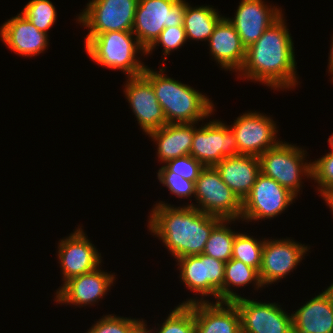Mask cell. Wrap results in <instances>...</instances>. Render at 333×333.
Returning <instances> with one entry per match:
<instances>
[{
  "label": "cell",
  "mask_w": 333,
  "mask_h": 333,
  "mask_svg": "<svg viewBox=\"0 0 333 333\" xmlns=\"http://www.w3.org/2000/svg\"><path fill=\"white\" fill-rule=\"evenodd\" d=\"M284 18L283 14L246 48L238 78L259 82L279 91L298 86L294 41Z\"/></svg>",
  "instance_id": "obj_1"
},
{
  "label": "cell",
  "mask_w": 333,
  "mask_h": 333,
  "mask_svg": "<svg viewBox=\"0 0 333 333\" xmlns=\"http://www.w3.org/2000/svg\"><path fill=\"white\" fill-rule=\"evenodd\" d=\"M148 216V230L175 259L203 253L212 230L223 220L190 205L156 202Z\"/></svg>",
  "instance_id": "obj_2"
},
{
  "label": "cell",
  "mask_w": 333,
  "mask_h": 333,
  "mask_svg": "<svg viewBox=\"0 0 333 333\" xmlns=\"http://www.w3.org/2000/svg\"><path fill=\"white\" fill-rule=\"evenodd\" d=\"M155 71L146 67L143 75L151 82L167 123H198L210 118L215 106L209 97L190 85L168 77L166 67Z\"/></svg>",
  "instance_id": "obj_3"
},
{
  "label": "cell",
  "mask_w": 333,
  "mask_h": 333,
  "mask_svg": "<svg viewBox=\"0 0 333 333\" xmlns=\"http://www.w3.org/2000/svg\"><path fill=\"white\" fill-rule=\"evenodd\" d=\"M84 43L86 53L92 61L108 69H119L127 77L142 75L147 67L138 57L139 54L145 56L146 50L132 31H111L86 36Z\"/></svg>",
  "instance_id": "obj_4"
},
{
  "label": "cell",
  "mask_w": 333,
  "mask_h": 333,
  "mask_svg": "<svg viewBox=\"0 0 333 333\" xmlns=\"http://www.w3.org/2000/svg\"><path fill=\"white\" fill-rule=\"evenodd\" d=\"M307 154L302 147L280 141L259 156L260 172L297 197L303 186L302 176L312 178V162L306 160Z\"/></svg>",
  "instance_id": "obj_5"
},
{
  "label": "cell",
  "mask_w": 333,
  "mask_h": 333,
  "mask_svg": "<svg viewBox=\"0 0 333 333\" xmlns=\"http://www.w3.org/2000/svg\"><path fill=\"white\" fill-rule=\"evenodd\" d=\"M180 272V280L185 287L195 295L179 305H189L196 302H209L205 297H215L216 302H222V287L224 282L225 263L205 254L184 256L175 260ZM204 296V297H203Z\"/></svg>",
  "instance_id": "obj_6"
},
{
  "label": "cell",
  "mask_w": 333,
  "mask_h": 333,
  "mask_svg": "<svg viewBox=\"0 0 333 333\" xmlns=\"http://www.w3.org/2000/svg\"><path fill=\"white\" fill-rule=\"evenodd\" d=\"M185 0H139L132 32L147 50L168 27L183 26Z\"/></svg>",
  "instance_id": "obj_7"
},
{
  "label": "cell",
  "mask_w": 333,
  "mask_h": 333,
  "mask_svg": "<svg viewBox=\"0 0 333 333\" xmlns=\"http://www.w3.org/2000/svg\"><path fill=\"white\" fill-rule=\"evenodd\" d=\"M190 206L206 214L228 220H239L242 201L222 181L215 166H204L195 181V194Z\"/></svg>",
  "instance_id": "obj_8"
},
{
  "label": "cell",
  "mask_w": 333,
  "mask_h": 333,
  "mask_svg": "<svg viewBox=\"0 0 333 333\" xmlns=\"http://www.w3.org/2000/svg\"><path fill=\"white\" fill-rule=\"evenodd\" d=\"M139 0H90L80 12L78 23L88 28L86 36L111 31H132Z\"/></svg>",
  "instance_id": "obj_9"
},
{
  "label": "cell",
  "mask_w": 333,
  "mask_h": 333,
  "mask_svg": "<svg viewBox=\"0 0 333 333\" xmlns=\"http://www.w3.org/2000/svg\"><path fill=\"white\" fill-rule=\"evenodd\" d=\"M297 197L272 178L260 173L249 194L242 201L241 220L245 222L275 218Z\"/></svg>",
  "instance_id": "obj_10"
},
{
  "label": "cell",
  "mask_w": 333,
  "mask_h": 333,
  "mask_svg": "<svg viewBox=\"0 0 333 333\" xmlns=\"http://www.w3.org/2000/svg\"><path fill=\"white\" fill-rule=\"evenodd\" d=\"M196 124L190 155L203 166H215L224 158L239 155L236 137L229 125L219 119L202 121L199 128Z\"/></svg>",
  "instance_id": "obj_11"
},
{
  "label": "cell",
  "mask_w": 333,
  "mask_h": 333,
  "mask_svg": "<svg viewBox=\"0 0 333 333\" xmlns=\"http://www.w3.org/2000/svg\"><path fill=\"white\" fill-rule=\"evenodd\" d=\"M260 112L248 111L241 114L229 127L235 134L239 155L259 157L280 142L277 140V123Z\"/></svg>",
  "instance_id": "obj_12"
},
{
  "label": "cell",
  "mask_w": 333,
  "mask_h": 333,
  "mask_svg": "<svg viewBox=\"0 0 333 333\" xmlns=\"http://www.w3.org/2000/svg\"><path fill=\"white\" fill-rule=\"evenodd\" d=\"M310 246L290 238L265 239L262 262L259 270L260 281L265 285L274 284L293 272L305 259ZM299 263V264H298Z\"/></svg>",
  "instance_id": "obj_13"
},
{
  "label": "cell",
  "mask_w": 333,
  "mask_h": 333,
  "mask_svg": "<svg viewBox=\"0 0 333 333\" xmlns=\"http://www.w3.org/2000/svg\"><path fill=\"white\" fill-rule=\"evenodd\" d=\"M241 321L242 333H293L292 314L278 303L259 302L248 297L233 301Z\"/></svg>",
  "instance_id": "obj_14"
},
{
  "label": "cell",
  "mask_w": 333,
  "mask_h": 333,
  "mask_svg": "<svg viewBox=\"0 0 333 333\" xmlns=\"http://www.w3.org/2000/svg\"><path fill=\"white\" fill-rule=\"evenodd\" d=\"M77 228L58 242L57 257L63 284L71 278L94 271L103 261L101 253L88 239L81 226Z\"/></svg>",
  "instance_id": "obj_15"
},
{
  "label": "cell",
  "mask_w": 333,
  "mask_h": 333,
  "mask_svg": "<svg viewBox=\"0 0 333 333\" xmlns=\"http://www.w3.org/2000/svg\"><path fill=\"white\" fill-rule=\"evenodd\" d=\"M99 266L92 272L71 278L61 284L55 294V302L61 305L79 307L90 306L98 303L107 295L115 281V274L105 272Z\"/></svg>",
  "instance_id": "obj_16"
},
{
  "label": "cell",
  "mask_w": 333,
  "mask_h": 333,
  "mask_svg": "<svg viewBox=\"0 0 333 333\" xmlns=\"http://www.w3.org/2000/svg\"><path fill=\"white\" fill-rule=\"evenodd\" d=\"M126 78L123 92L145 135L166 125V117L151 82L143 74Z\"/></svg>",
  "instance_id": "obj_17"
},
{
  "label": "cell",
  "mask_w": 333,
  "mask_h": 333,
  "mask_svg": "<svg viewBox=\"0 0 333 333\" xmlns=\"http://www.w3.org/2000/svg\"><path fill=\"white\" fill-rule=\"evenodd\" d=\"M234 17H226L235 27L242 44L247 48L255 43L265 30L284 13L278 6H269L264 0H240Z\"/></svg>",
  "instance_id": "obj_18"
},
{
  "label": "cell",
  "mask_w": 333,
  "mask_h": 333,
  "mask_svg": "<svg viewBox=\"0 0 333 333\" xmlns=\"http://www.w3.org/2000/svg\"><path fill=\"white\" fill-rule=\"evenodd\" d=\"M49 35L38 30L22 14L5 21L0 27V39L7 48L23 57L38 56L49 45Z\"/></svg>",
  "instance_id": "obj_19"
},
{
  "label": "cell",
  "mask_w": 333,
  "mask_h": 333,
  "mask_svg": "<svg viewBox=\"0 0 333 333\" xmlns=\"http://www.w3.org/2000/svg\"><path fill=\"white\" fill-rule=\"evenodd\" d=\"M291 314L293 333H333V289L328 286Z\"/></svg>",
  "instance_id": "obj_20"
},
{
  "label": "cell",
  "mask_w": 333,
  "mask_h": 333,
  "mask_svg": "<svg viewBox=\"0 0 333 333\" xmlns=\"http://www.w3.org/2000/svg\"><path fill=\"white\" fill-rule=\"evenodd\" d=\"M207 42L210 55L220 68L237 73L240 71L245 61L246 47L225 16L218 22Z\"/></svg>",
  "instance_id": "obj_21"
},
{
  "label": "cell",
  "mask_w": 333,
  "mask_h": 333,
  "mask_svg": "<svg viewBox=\"0 0 333 333\" xmlns=\"http://www.w3.org/2000/svg\"><path fill=\"white\" fill-rule=\"evenodd\" d=\"M195 333H242L240 314L233 302L193 303Z\"/></svg>",
  "instance_id": "obj_22"
},
{
  "label": "cell",
  "mask_w": 333,
  "mask_h": 333,
  "mask_svg": "<svg viewBox=\"0 0 333 333\" xmlns=\"http://www.w3.org/2000/svg\"><path fill=\"white\" fill-rule=\"evenodd\" d=\"M222 181L243 201L260 172L259 157L237 155L224 158L215 165Z\"/></svg>",
  "instance_id": "obj_23"
},
{
  "label": "cell",
  "mask_w": 333,
  "mask_h": 333,
  "mask_svg": "<svg viewBox=\"0 0 333 333\" xmlns=\"http://www.w3.org/2000/svg\"><path fill=\"white\" fill-rule=\"evenodd\" d=\"M195 123L169 124L149 132L147 135L156 143L158 161L166 162L190 154Z\"/></svg>",
  "instance_id": "obj_24"
},
{
  "label": "cell",
  "mask_w": 333,
  "mask_h": 333,
  "mask_svg": "<svg viewBox=\"0 0 333 333\" xmlns=\"http://www.w3.org/2000/svg\"><path fill=\"white\" fill-rule=\"evenodd\" d=\"M214 6L191 7L187 3L183 27L187 41H208L218 22L224 17ZM189 39V40H188Z\"/></svg>",
  "instance_id": "obj_25"
},
{
  "label": "cell",
  "mask_w": 333,
  "mask_h": 333,
  "mask_svg": "<svg viewBox=\"0 0 333 333\" xmlns=\"http://www.w3.org/2000/svg\"><path fill=\"white\" fill-rule=\"evenodd\" d=\"M253 284L254 289L263 288L259 272L242 261L230 259L225 263L224 282L222 287V302H233L242 296L234 292L232 287L240 288Z\"/></svg>",
  "instance_id": "obj_26"
},
{
  "label": "cell",
  "mask_w": 333,
  "mask_h": 333,
  "mask_svg": "<svg viewBox=\"0 0 333 333\" xmlns=\"http://www.w3.org/2000/svg\"><path fill=\"white\" fill-rule=\"evenodd\" d=\"M235 221L237 220L223 219L212 230L205 244L203 254L221 260L224 263L232 258L234 238L239 231L232 230L229 225L231 222L235 223Z\"/></svg>",
  "instance_id": "obj_27"
},
{
  "label": "cell",
  "mask_w": 333,
  "mask_h": 333,
  "mask_svg": "<svg viewBox=\"0 0 333 333\" xmlns=\"http://www.w3.org/2000/svg\"><path fill=\"white\" fill-rule=\"evenodd\" d=\"M261 239L238 232L234 238L232 259L242 261L259 272L265 238Z\"/></svg>",
  "instance_id": "obj_28"
},
{
  "label": "cell",
  "mask_w": 333,
  "mask_h": 333,
  "mask_svg": "<svg viewBox=\"0 0 333 333\" xmlns=\"http://www.w3.org/2000/svg\"><path fill=\"white\" fill-rule=\"evenodd\" d=\"M20 14L46 34L57 19V10L50 0H30Z\"/></svg>",
  "instance_id": "obj_29"
},
{
  "label": "cell",
  "mask_w": 333,
  "mask_h": 333,
  "mask_svg": "<svg viewBox=\"0 0 333 333\" xmlns=\"http://www.w3.org/2000/svg\"><path fill=\"white\" fill-rule=\"evenodd\" d=\"M165 319L154 327L156 333H195L193 303L177 305Z\"/></svg>",
  "instance_id": "obj_30"
},
{
  "label": "cell",
  "mask_w": 333,
  "mask_h": 333,
  "mask_svg": "<svg viewBox=\"0 0 333 333\" xmlns=\"http://www.w3.org/2000/svg\"><path fill=\"white\" fill-rule=\"evenodd\" d=\"M330 148L329 153L312 162L311 179L318 184L316 188L322 198L333 194V148Z\"/></svg>",
  "instance_id": "obj_31"
},
{
  "label": "cell",
  "mask_w": 333,
  "mask_h": 333,
  "mask_svg": "<svg viewBox=\"0 0 333 333\" xmlns=\"http://www.w3.org/2000/svg\"><path fill=\"white\" fill-rule=\"evenodd\" d=\"M186 41L187 38L183 26L168 27L159 34L156 41L146 50L145 53L146 56L148 54L151 55L153 50L160 44L161 47H163L162 53L164 54H162V56H165L163 58V61H165L171 52L184 46Z\"/></svg>",
  "instance_id": "obj_32"
},
{
  "label": "cell",
  "mask_w": 333,
  "mask_h": 333,
  "mask_svg": "<svg viewBox=\"0 0 333 333\" xmlns=\"http://www.w3.org/2000/svg\"><path fill=\"white\" fill-rule=\"evenodd\" d=\"M204 166L190 154L172 159L165 163L158 172H175L186 180L195 182Z\"/></svg>",
  "instance_id": "obj_33"
},
{
  "label": "cell",
  "mask_w": 333,
  "mask_h": 333,
  "mask_svg": "<svg viewBox=\"0 0 333 333\" xmlns=\"http://www.w3.org/2000/svg\"><path fill=\"white\" fill-rule=\"evenodd\" d=\"M157 178L176 197L189 200L194 197L195 182L186 180L175 172H158Z\"/></svg>",
  "instance_id": "obj_34"
},
{
  "label": "cell",
  "mask_w": 333,
  "mask_h": 333,
  "mask_svg": "<svg viewBox=\"0 0 333 333\" xmlns=\"http://www.w3.org/2000/svg\"><path fill=\"white\" fill-rule=\"evenodd\" d=\"M103 316L92 324L87 333H131V318L115 314Z\"/></svg>",
  "instance_id": "obj_35"
},
{
  "label": "cell",
  "mask_w": 333,
  "mask_h": 333,
  "mask_svg": "<svg viewBox=\"0 0 333 333\" xmlns=\"http://www.w3.org/2000/svg\"><path fill=\"white\" fill-rule=\"evenodd\" d=\"M146 320L131 319V333H155V329L147 327V323H145Z\"/></svg>",
  "instance_id": "obj_36"
},
{
  "label": "cell",
  "mask_w": 333,
  "mask_h": 333,
  "mask_svg": "<svg viewBox=\"0 0 333 333\" xmlns=\"http://www.w3.org/2000/svg\"><path fill=\"white\" fill-rule=\"evenodd\" d=\"M332 41V43H331V45H330V55H329V62H328V73H331L330 75L331 76H333V36H332V39H331Z\"/></svg>",
  "instance_id": "obj_37"
},
{
  "label": "cell",
  "mask_w": 333,
  "mask_h": 333,
  "mask_svg": "<svg viewBox=\"0 0 333 333\" xmlns=\"http://www.w3.org/2000/svg\"><path fill=\"white\" fill-rule=\"evenodd\" d=\"M333 214V194H328L322 198Z\"/></svg>",
  "instance_id": "obj_38"
},
{
  "label": "cell",
  "mask_w": 333,
  "mask_h": 333,
  "mask_svg": "<svg viewBox=\"0 0 333 333\" xmlns=\"http://www.w3.org/2000/svg\"><path fill=\"white\" fill-rule=\"evenodd\" d=\"M328 143H329L330 147L333 148V133H332V135L328 138Z\"/></svg>",
  "instance_id": "obj_39"
}]
</instances>
